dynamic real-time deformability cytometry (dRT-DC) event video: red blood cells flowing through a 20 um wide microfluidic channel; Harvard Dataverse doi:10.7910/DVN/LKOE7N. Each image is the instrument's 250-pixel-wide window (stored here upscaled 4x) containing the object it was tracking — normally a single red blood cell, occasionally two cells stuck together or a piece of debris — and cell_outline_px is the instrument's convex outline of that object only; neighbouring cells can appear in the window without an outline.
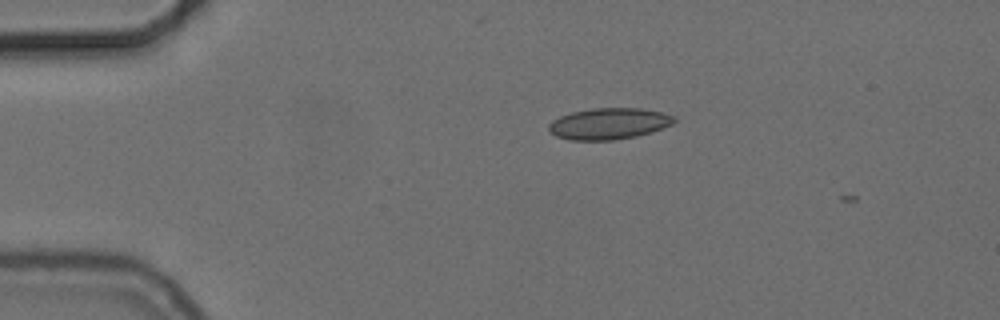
{"species": "common noctule bat (a hibernating species)", "species_latin": "Nyctalus noctula", "temperature_condition": "cold", "stored_images_in_passage": 3, "camera_frame_rate_fps": 3000, "um_per_image_px": 0.085, "animal": {"sex": "female", "body_mass_g": 24.6, "forearm_length_mm": 56.2}, "frame": {"image": 1, "passage_image": 2, "time_ms": 0.333, "image_size_px": [1000, 320], "cell_outline_px": [[676, 120], [672, 124], [652, 132], [636, 136], [612, 140], [568, 140], [556, 136], [548, 132], [548, 124], [552, 120], [560, 116], [572, 112], [592, 108], [640, 108], [660, 112], [676, 116]], "centroid_in_image_um": [51.73, 10.51], "position_along_channel_um": 33.3, "area_um2": 23.0}}